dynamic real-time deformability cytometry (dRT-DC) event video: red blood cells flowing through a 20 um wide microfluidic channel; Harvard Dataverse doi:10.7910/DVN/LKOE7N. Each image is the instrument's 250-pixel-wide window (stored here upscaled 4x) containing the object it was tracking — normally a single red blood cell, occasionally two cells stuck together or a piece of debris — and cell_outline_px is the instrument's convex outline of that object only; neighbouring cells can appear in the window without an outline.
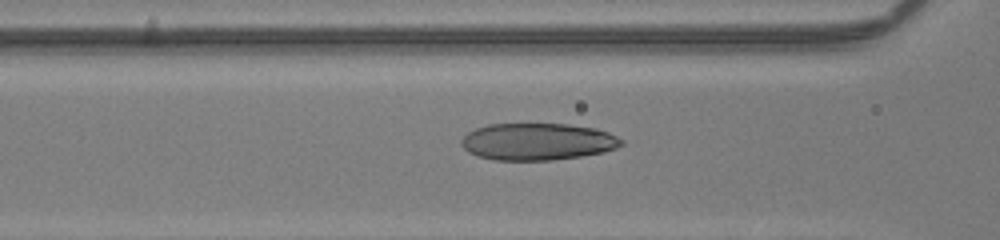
{"species": "human", "species_latin": "Homo sapiens", "temperature_condition": "room temperature", "stored_images_in_passage": 46, "camera_frame_rate_fps": 3000, "um_per_image_px": 0.085, "donor": {"sex": "male"}, "frame": {"image": 1, "passage_image": 26, "time_ms": 8.333, "image_size_px": [1000, 240], "cell_outline_px": [[624, 144], [616, 148], [604, 152], [580, 156], [552, 160], [492, 160], [476, 156], [468, 152], [460, 144], [460, 140], [468, 132], [476, 128], [488, 124], [568, 124], [596, 128], [608, 132], [624, 140]], "centroid_in_image_um": [45.68, 12.04], "position_along_channel_um": 120.9, "area_um2": 34.74}}
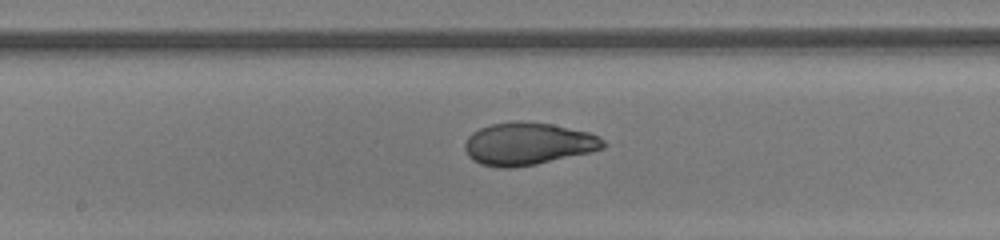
{"frame": {"image": 2, "passage_image": 32, "time_ms": 10.333, "image_size_px": [1000, 240], "cell_outline_px": [[608, 144], [604, 148], [588, 152], [536, 164], [512, 168], [500, 168], [480, 164], [472, 160], [468, 156], [464, 148], [464, 144], [468, 136], [472, 132], [480, 128], [492, 124], [516, 120], [552, 124], [588, 132], [604, 140]], "centroid_in_image_um": [44.83, 12.22], "position_along_channel_um": 203.4, "area_um2": 34.22}}
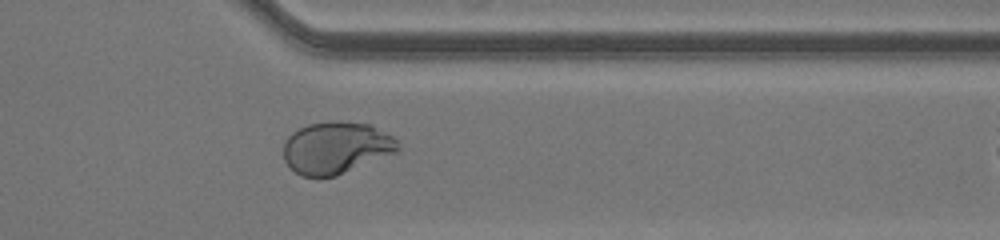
{"frame": {"image": 3, "passage_image": 45, "time_ms": 14.667, "image_size_px": [1000, 240], "cell_outline_px": [[400, 152], [336, 176], [300, 176], [284, 160], [284, 140], [292, 132], [308, 124], [332, 120], [336, 120], [372, 124], [392, 136], [396, 140], [400, 148]], "centroid_in_image_um": [28.61, 12.54], "position_along_channel_um": 382.8, "area_um2": 35.08}}